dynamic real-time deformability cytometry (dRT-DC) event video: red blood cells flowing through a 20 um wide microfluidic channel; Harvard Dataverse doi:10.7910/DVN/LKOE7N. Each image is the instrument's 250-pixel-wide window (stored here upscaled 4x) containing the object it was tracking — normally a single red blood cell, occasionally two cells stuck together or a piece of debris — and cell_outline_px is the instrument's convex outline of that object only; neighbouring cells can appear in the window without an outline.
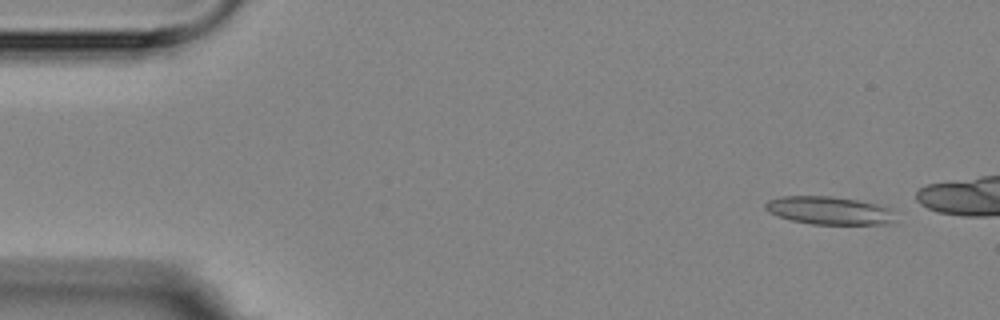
{"species": "Egyptian fruit bat (a non-hibernating species)", "species_latin": "Rousettus aegyptiacus", "temperature_condition": "room temperature", "stored_images_in_passage": 4, "camera_frame_rate_fps": 3000, "um_per_image_px": 0.085, "animal": {"sex": "female"}, "frame": {"image": 1, "passage_image": 1, "time_ms": 0.0, "image_size_px": [1000, 320], "cell_outline_px": [[896, 220], [888, 224], [812, 224], [792, 220], [768, 212], [764, 208], [764, 204], [768, 200], [780, 196], [832, 196], [856, 200], [876, 204], [888, 208]], "centroid_in_image_um": [70.44, 17.89], "position_along_channel_um": 14.6, "area_um2": 21.04}}